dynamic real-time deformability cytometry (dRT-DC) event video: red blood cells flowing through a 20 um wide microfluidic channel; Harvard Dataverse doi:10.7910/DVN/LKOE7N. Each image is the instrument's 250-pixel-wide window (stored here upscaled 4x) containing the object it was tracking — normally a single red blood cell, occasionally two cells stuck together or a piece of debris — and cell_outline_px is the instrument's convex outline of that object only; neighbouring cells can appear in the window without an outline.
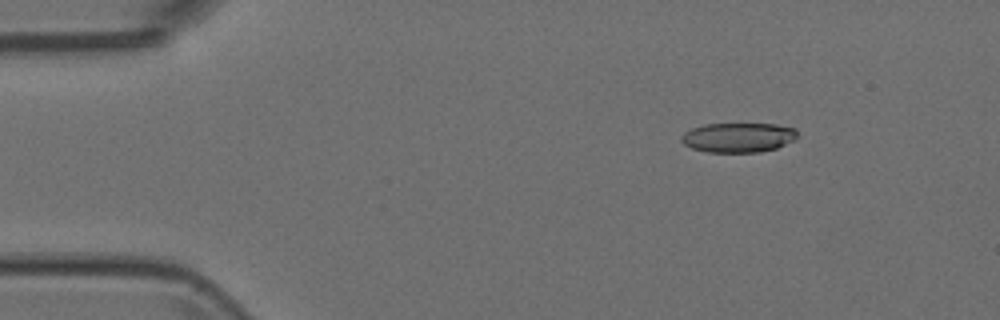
{"species": "Egyptian fruit bat (a non-hibernating species)", "species_latin": "Rousettus aegyptiacus", "temperature_condition": "room temperature", "stored_images_in_passage": 5, "camera_frame_rate_fps": 3000, "um_per_image_px": 0.085, "animal": {"sex": "female"}, "frame": {"image": 1, "passage_image": 2, "time_ms": 0.333, "image_size_px": [1000, 320], "cell_outline_px": [[796, 140], [776, 148], [760, 152], [708, 152], [692, 148], [684, 144], [680, 140], [680, 136], [684, 132], [692, 128], [704, 124], [776, 124], [796, 128]], "centroid_in_image_um": [62.75, 11.68], "position_along_channel_um": 22.3, "area_um2": 20.11}}
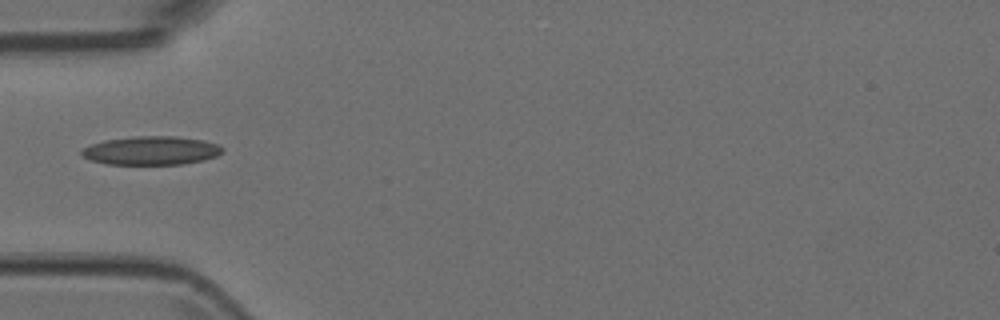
{"frame": {"image": 2, "passage_image": 4, "time_ms": 1.0, "image_size_px": [1000, 320], "cell_outline_px": [[224, 152], [216, 156], [204, 160], [184, 164], [104, 164], [88, 160], [80, 156], [80, 152], [84, 148], [92, 144], [104, 140], [136, 136], [176, 136], [204, 140], [216, 144], [224, 148]], "centroid_in_image_um": [12.84, 12.8], "position_along_channel_um": 72.2, "area_um2": 23.7}}
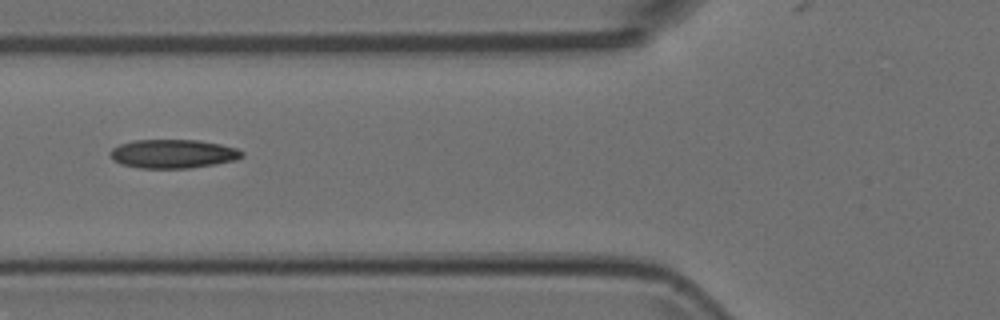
{"frame": {"image": 3, "passage_image": 5, "time_ms": 1.333, "image_size_px": [1000, 320], "cell_outline_px": [[244, 156], [236, 160], [216, 164], [188, 168], [140, 168], [120, 164], [112, 160], [108, 152], [112, 148], [120, 144], [132, 140], [200, 140], [220, 144], [236, 148], [244, 152]], "centroid_in_image_um": [14.69, 13.07], "position_along_channel_um": 111.1, "area_um2": 22.31}}